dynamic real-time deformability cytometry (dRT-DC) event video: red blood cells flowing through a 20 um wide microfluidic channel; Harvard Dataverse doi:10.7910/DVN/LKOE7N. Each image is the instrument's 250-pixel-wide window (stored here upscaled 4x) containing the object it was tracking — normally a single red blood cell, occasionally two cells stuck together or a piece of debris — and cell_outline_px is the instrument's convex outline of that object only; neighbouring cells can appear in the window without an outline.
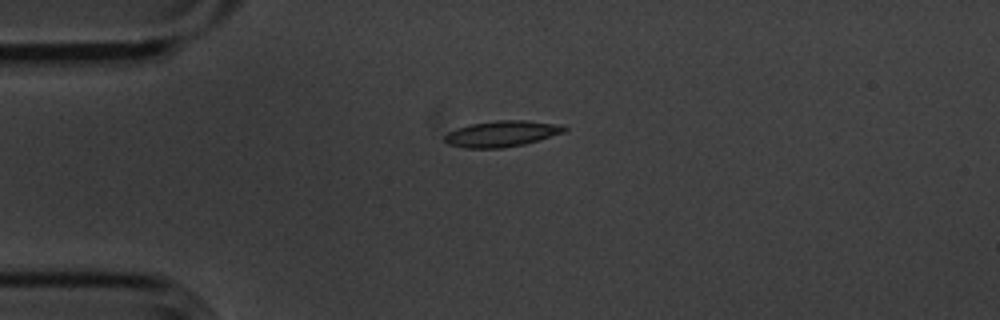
{"species": "common noctule bat (a hibernating species)", "species_latin": "Nyctalus noctula", "temperature_condition": "cold", "stored_images_in_passage": 43, "camera_frame_rate_fps": 3000, "um_per_image_px": 0.085, "animal": {"sex": "male", "body_mass_g": 20.1, "forearm_length_mm": 53.5}, "frame": {"image": 1, "passage_image": 1, "time_ms": 0.0, "image_size_px": [1000, 320], "cell_outline_px": [[568, 128], [564, 132], [524, 144], [500, 148], [464, 148], [448, 144], [444, 140], [444, 136], [448, 132], [456, 128], [472, 124], [496, 120], [524, 120], [564, 124]], "centroid_in_image_um": [42.66, 11.36], "position_along_channel_um": 42.3, "area_um2": 18.15}}
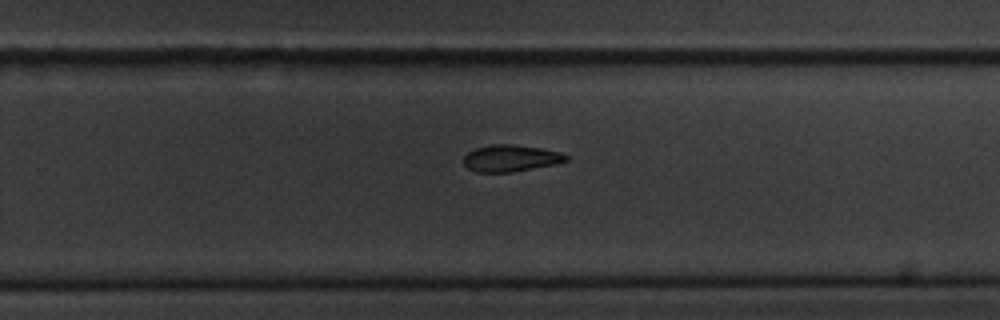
{"frame": {"image": 2, "passage_image": 23, "time_ms": 7.333, "image_size_px": [1000, 320], "cell_outline_px": [[568, 160], [556, 164], [512, 172], [476, 172], [468, 168], [464, 164], [464, 156], [468, 152], [476, 148], [492, 144], [512, 144], [540, 148], [560, 152], [568, 156]], "centroid_in_image_um": [43.41, 13.45], "position_along_channel_um": 286.4, "area_um2": 15.9}}
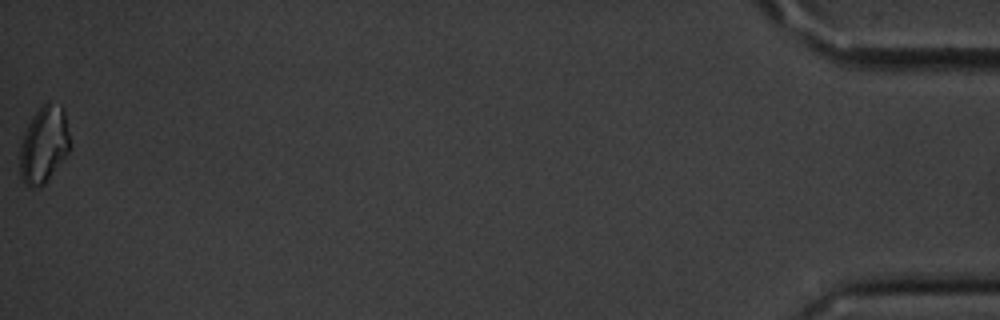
{"frame": {"image": 3, "passage_image": 43, "time_ms": 14.0, "image_size_px": [1000, 320], "cell_outline_px": [[72, 148], [44, 184], [40, 188], [28, 188], [24, 184], [20, 176], [20, 144], [28, 124], [32, 116], [48, 100], [60, 104], [64, 108]], "centroid_in_image_um": [3.75, 12.3], "position_along_channel_um": 431.5, "area_um2": 22.83}, "authors_computed_cell_mechanics": {"area_um2": 17.1088, "velocity_mm_per_s": 3.6217, "shape_relaxation_time_tau1_ms": 3.0152, "shape_relaxation_time_tau2_ms": 10.5347, "deformation_change_tau1": 0.1407, "deformation_change_tau2": 0.1814}}